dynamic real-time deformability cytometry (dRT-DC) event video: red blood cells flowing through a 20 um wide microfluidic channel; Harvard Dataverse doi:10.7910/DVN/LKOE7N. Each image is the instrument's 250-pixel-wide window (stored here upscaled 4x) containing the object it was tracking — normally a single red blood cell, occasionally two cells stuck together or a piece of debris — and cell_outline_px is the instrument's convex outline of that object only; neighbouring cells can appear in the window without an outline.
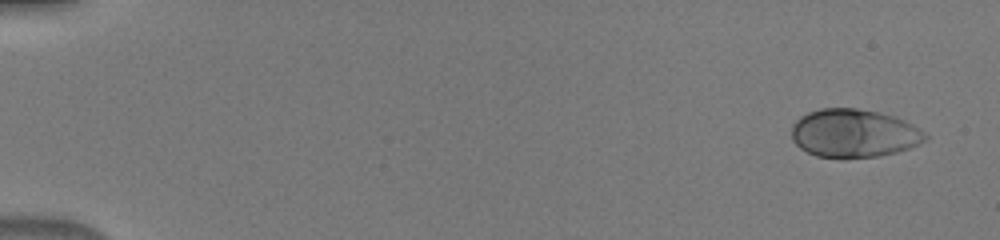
{"species": "human", "species_latin": "Homo sapiens", "temperature_condition": "warm", "stored_images_in_passage": 12, "camera_frame_rate_fps": 3000, "um_per_image_px": 0.085, "donor": {"sex": "male"}, "frame": {"image": 1, "passage_image": 1, "time_ms": 0.0, "image_size_px": [1000, 240], "cell_outline_px": [[928, 140], [908, 148], [896, 152], [880, 156], [816, 156], [800, 148], [792, 140], [792, 124], [800, 116], [808, 112], [820, 108], [856, 108], [876, 112], [892, 116], [904, 120], [920, 128], [928, 136]], "centroid_in_image_um": [72.58, 11.31], "position_along_channel_um": 12.4, "area_um2": 37.22}}
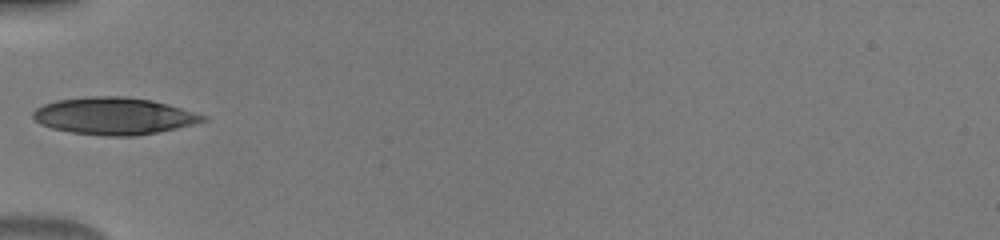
{"frame": {"image": 2, "passage_image": 7, "time_ms": 2.0, "image_size_px": [1000, 240], "cell_outline_px": [[208, 120], [176, 128], [136, 136], [104, 136], [72, 132], [52, 128], [40, 124], [32, 116], [32, 112], [36, 108], [44, 104], [56, 100], [92, 96], [124, 96], [152, 100], [168, 104], [208, 116]], "centroid_in_image_um": [9.68, 9.85], "position_along_channel_um": 75.3, "area_um2": 36.65}}
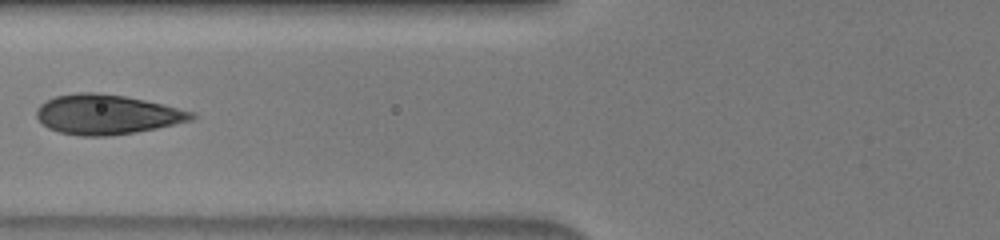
{"frame": {"image": 3, "passage_image": 8, "time_ms": 2.333, "image_size_px": [1000, 240], "cell_outline_px": [[196, 116], [192, 120], [156, 128], [136, 132], [108, 136], [80, 136], [60, 132], [48, 128], [36, 116], [36, 108], [40, 104], [56, 96], [76, 92], [96, 92], [124, 96], [164, 104], [196, 112]], "centroid_in_image_um": [9.09, 9.72], "position_along_channel_um": 116.7, "area_um2": 35.89}}